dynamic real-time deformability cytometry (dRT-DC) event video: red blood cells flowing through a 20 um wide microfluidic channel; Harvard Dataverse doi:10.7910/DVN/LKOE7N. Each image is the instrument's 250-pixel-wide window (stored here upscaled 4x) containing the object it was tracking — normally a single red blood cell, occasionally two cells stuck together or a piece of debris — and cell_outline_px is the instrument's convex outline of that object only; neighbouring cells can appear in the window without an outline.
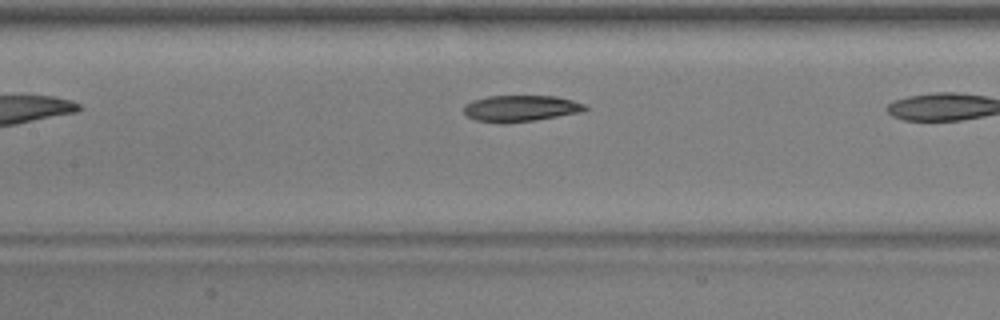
{"species": "common noctule bat (a hibernating species)", "species_latin": "Nyctalus noctula", "temperature_condition": "warm", "stored_images_in_passage": 10, "camera_frame_rate_fps": 3000, "um_per_image_px": 0.085, "animal": {"sex": "male", "body_mass_g": 17.9, "forearm_length_mm": 54.2}, "frame": {"image": 1, "passage_image": 5, "time_ms": 1.333, "image_size_px": [1000, 320], "cell_outline_px": [[588, 108], [580, 112], [536, 120], [504, 124], [476, 120], [468, 116], [464, 112], [464, 104], [472, 100], [488, 96], [556, 96], [572, 100], [584, 104]], "centroid_in_image_um": [44.22, 9.21], "position_along_channel_um": 163.2, "area_um2": 18.61}}